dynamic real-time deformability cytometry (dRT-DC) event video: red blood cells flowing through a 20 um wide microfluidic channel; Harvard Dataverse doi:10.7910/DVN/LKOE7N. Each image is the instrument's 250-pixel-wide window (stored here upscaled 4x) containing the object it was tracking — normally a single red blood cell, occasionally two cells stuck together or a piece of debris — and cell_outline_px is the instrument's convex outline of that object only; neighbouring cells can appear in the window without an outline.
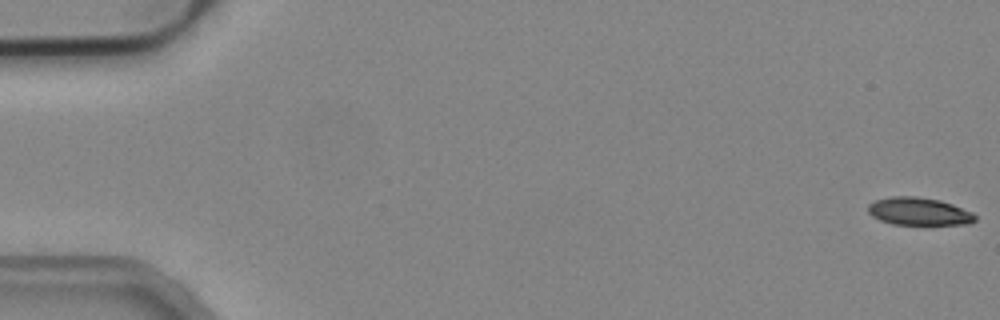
{"species": "common noctule bat (a hibernating species)", "species_latin": "Nyctalus noctula", "temperature_condition": "cold", "stored_images_in_passage": 54, "camera_frame_rate_fps": 3000, "um_per_image_px": 0.085, "animal": {"sex": "male", "body_mass_g": 19.2, "forearm_length_mm": 51.8}, "frame": {"image": 1, "passage_image": 1, "time_ms": 0.0, "image_size_px": [1000, 320], "cell_outline_px": [[976, 220], [968, 224], [892, 224], [880, 220], [872, 216], [868, 212], [868, 204], [876, 200], [892, 196], [916, 196], [940, 200], [952, 204], [972, 212], [976, 216]], "centroid_in_image_um": [78.09, 17.96], "position_along_channel_um": 6.9, "area_um2": 17.22}}
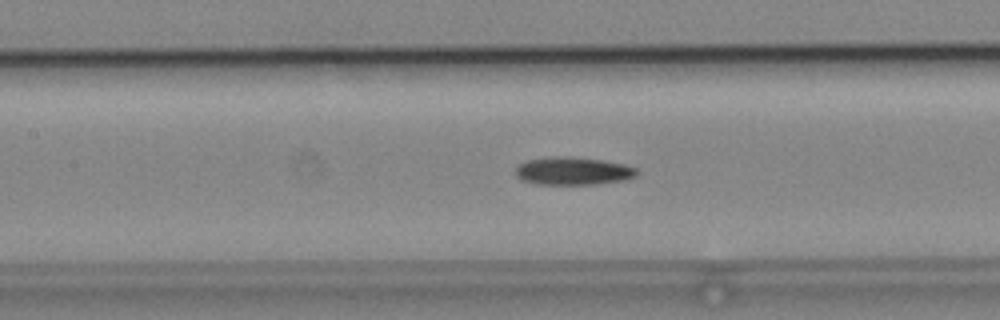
{"frame": {"image": 2, "passage_image": 25, "time_ms": 8.0, "image_size_px": [1000, 320], "cell_outline_px": [[636, 176], [620, 180], [592, 184], [536, 184], [524, 180], [516, 176], [516, 168], [524, 160], [552, 156], [568, 156], [600, 160], [624, 164], [636, 168]], "centroid_in_image_um": [48.65, 14.52], "position_along_channel_um": 158.8, "area_um2": 19.42}}
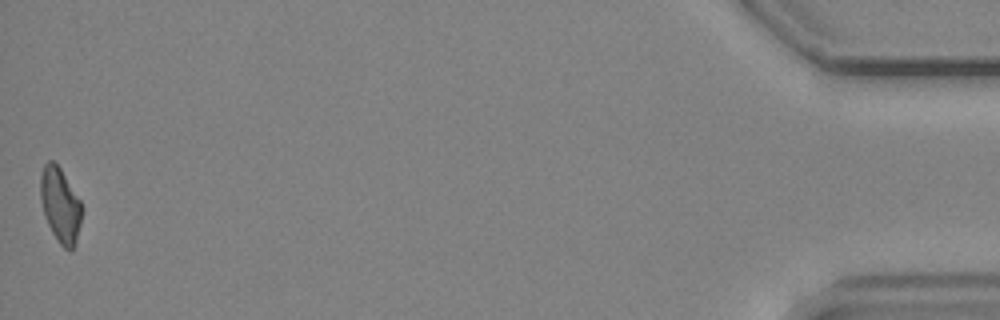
{"frame": {"image": 3, "passage_image": 54, "time_ms": 17.667, "image_size_px": [1000, 320], "cell_outline_px": [[80, 224], [72, 248], [64, 248], [60, 244], [52, 232], [48, 224], [40, 200], [40, 176], [44, 164], [48, 160], [52, 160], [60, 168], [80, 200]], "centroid_in_image_um": [5.08, 17.37], "position_along_channel_um": 430.1, "area_um2": 17.4}}